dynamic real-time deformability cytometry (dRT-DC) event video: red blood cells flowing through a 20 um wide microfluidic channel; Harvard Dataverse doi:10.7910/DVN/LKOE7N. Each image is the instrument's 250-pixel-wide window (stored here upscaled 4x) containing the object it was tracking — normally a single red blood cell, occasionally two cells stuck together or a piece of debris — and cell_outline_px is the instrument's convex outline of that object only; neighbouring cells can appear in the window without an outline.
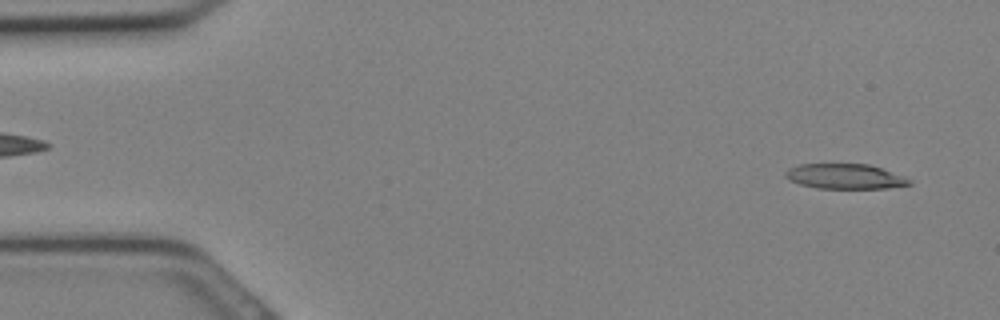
{"species": "Egyptian fruit bat (a non-hibernating species)", "species_latin": "Rousettus aegyptiacus", "temperature_condition": "cold", "stored_images_in_passage": 12, "camera_frame_rate_fps": 3000, "um_per_image_px": 0.085, "animal": {"sex": "female"}, "frame": {"image": 1, "passage_image": 1, "time_ms": 0.0, "image_size_px": [1000, 320], "cell_outline_px": [[912, 184], [888, 188], [816, 188], [800, 184], [788, 180], [784, 176], [784, 172], [788, 168], [796, 164], [868, 164], [904, 176], [912, 180]], "centroid_in_image_um": [71.78, 14.99], "position_along_channel_um": 13.2, "area_um2": 18.15}}
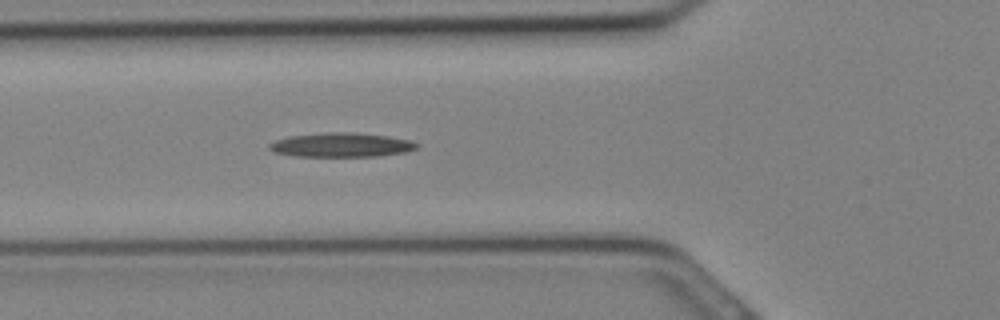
{"frame": {"image": 2, "passage_image": 10, "time_ms": 3.0, "image_size_px": [1000, 320], "cell_outline_px": [[420, 144], [416, 148], [404, 152], [376, 156], [296, 156], [276, 152], [268, 148], [268, 144], [276, 140], [288, 136], [328, 132], [348, 132], [388, 136], [408, 140]], "centroid_in_image_um": [28.99, 12.31], "position_along_channel_um": 96.8, "area_um2": 20.52}}
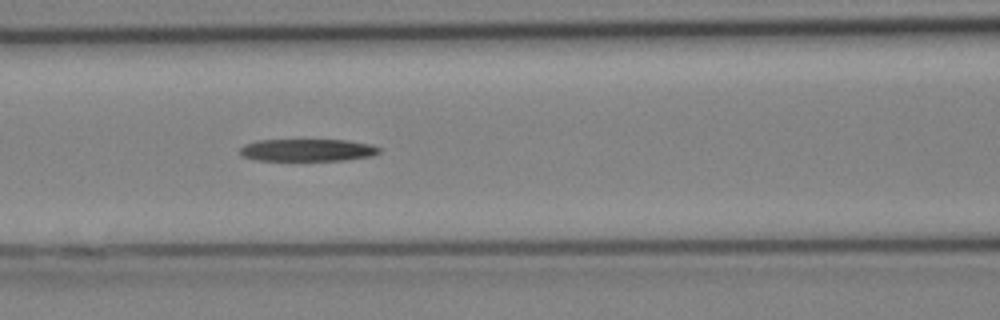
{"frame": {"image": 3, "passage_image": 12, "time_ms": 3.667, "image_size_px": [1000, 320], "cell_outline_px": [[384, 148], [380, 152], [372, 156], [344, 160], [256, 160], [240, 156], [240, 148], [244, 144], [256, 140], [348, 140], [372, 144]], "centroid_in_image_um": [26.16, 12.75], "position_along_channel_um": 140.4, "area_um2": 18.32}}